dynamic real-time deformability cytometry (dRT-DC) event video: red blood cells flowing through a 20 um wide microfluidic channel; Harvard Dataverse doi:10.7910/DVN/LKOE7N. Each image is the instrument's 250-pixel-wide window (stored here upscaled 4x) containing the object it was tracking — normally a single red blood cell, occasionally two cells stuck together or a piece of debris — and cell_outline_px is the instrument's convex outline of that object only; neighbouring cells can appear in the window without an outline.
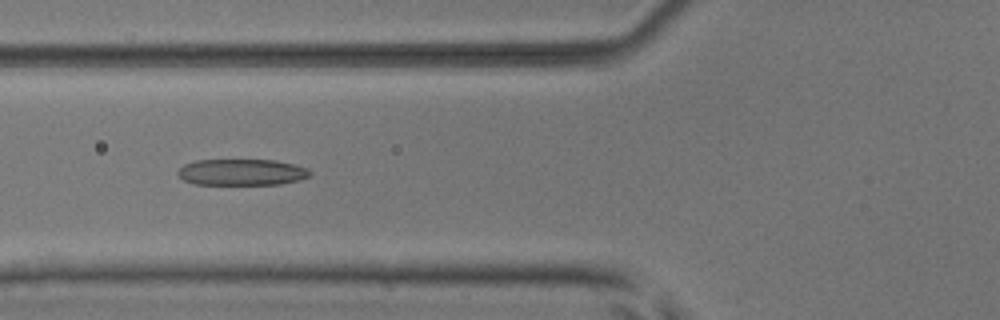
{"species": "common noctule bat (a hibernating species)", "species_latin": "Nyctalus noctula", "temperature_condition": "room temperature", "stored_images_in_passage": 35, "camera_frame_rate_fps": 3000, "um_per_image_px": 0.085, "animal": {"sex": "male", "body_mass_g": 17.9, "forearm_length_mm": 54.2}, "frame": {"image": 1, "passage_image": 7, "time_ms": 2.0, "image_size_px": [1000, 320], "cell_outline_px": [[312, 172], [308, 176], [300, 180], [280, 184], [192, 184], [184, 180], [176, 172], [184, 164], [196, 160], [276, 160], [308, 168]], "centroid_in_image_um": [20.54, 14.63], "position_along_channel_um": 105.3, "area_um2": 20.23}}
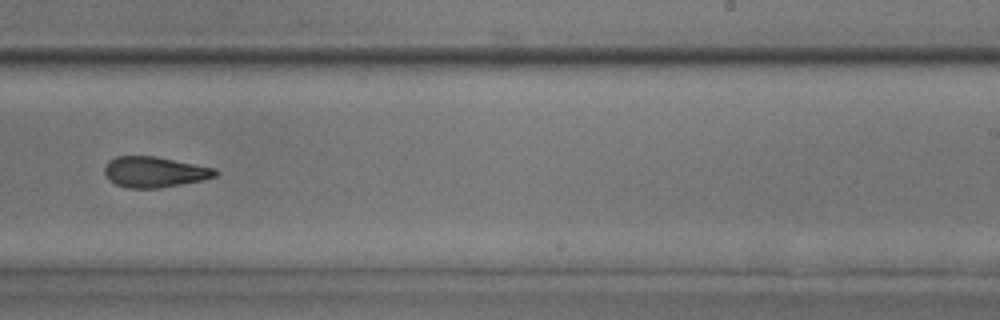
{"frame": {"image": 2, "passage_image": 20, "time_ms": 6.333, "image_size_px": [1000, 320], "cell_outline_px": [[220, 172], [216, 176], [204, 180], [160, 188], [128, 188], [116, 184], [108, 180], [104, 172], [104, 168], [108, 160], [116, 156], [156, 156], [216, 168]], "centroid_in_image_um": [13.15, 14.61], "position_along_channel_um": 275.9, "area_um2": 20.06}}
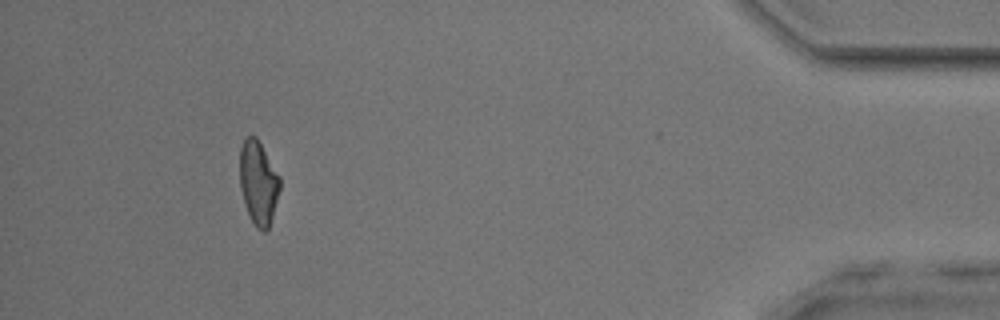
{"frame": {"image": 3, "passage_image": 35, "time_ms": 11.333, "image_size_px": [1000, 320], "cell_outline_px": [[280, 188], [272, 216], [268, 228], [264, 232], [256, 228], [248, 212], [240, 188], [240, 148], [244, 140], [248, 136], [256, 136], [280, 176]], "centroid_in_image_um": [21.96, 15.51], "position_along_channel_um": 413.2, "area_um2": 19.25}, "authors_computed_cell_mechanics": {"area_um2": 20.0566, "velocity_mm_per_s": 3.9531, "shape_relaxation_time_tau1_ms": 4.6872, "shape_relaxation_time_tau2_ms": 4.7263, "deformation_change_tau1": 0.1612, "deformation_change_tau2": 0.1386}}